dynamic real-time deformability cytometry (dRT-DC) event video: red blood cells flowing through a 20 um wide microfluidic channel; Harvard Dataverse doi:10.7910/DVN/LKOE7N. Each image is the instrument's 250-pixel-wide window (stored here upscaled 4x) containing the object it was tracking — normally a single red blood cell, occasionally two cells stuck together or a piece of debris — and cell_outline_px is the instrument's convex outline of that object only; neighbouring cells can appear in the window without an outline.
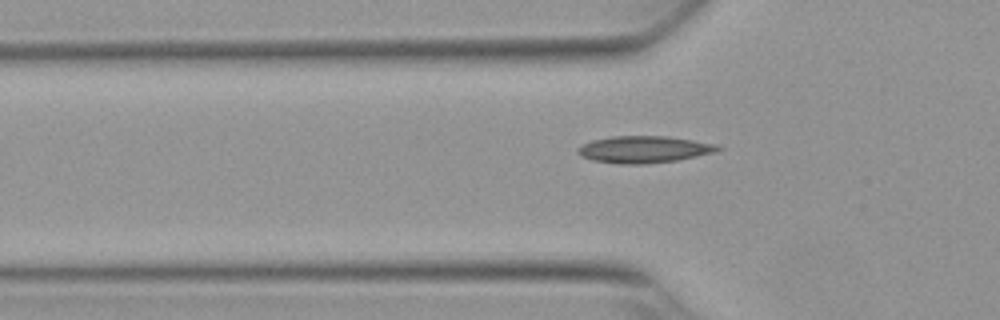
{"species": "Egyptian fruit bat (a non-hibernating species)", "species_latin": "Rousettus aegyptiacus", "temperature_condition": "warm", "stored_images_in_passage": 37, "camera_frame_rate_fps": 3000, "um_per_image_px": 0.085, "animal": {"sex": "female"}, "frame": {"image": 1, "passage_image": 10, "time_ms": 3.0, "image_size_px": [1000, 320], "cell_outline_px": [[724, 148], [716, 152], [676, 160], [648, 164], [620, 164], [592, 160], [580, 156], [576, 152], [576, 148], [580, 144], [592, 140], [612, 136], [668, 136], [716, 144]], "centroid_in_image_um": [54.7, 12.7], "position_along_channel_um": 71.1, "area_um2": 22.14}}
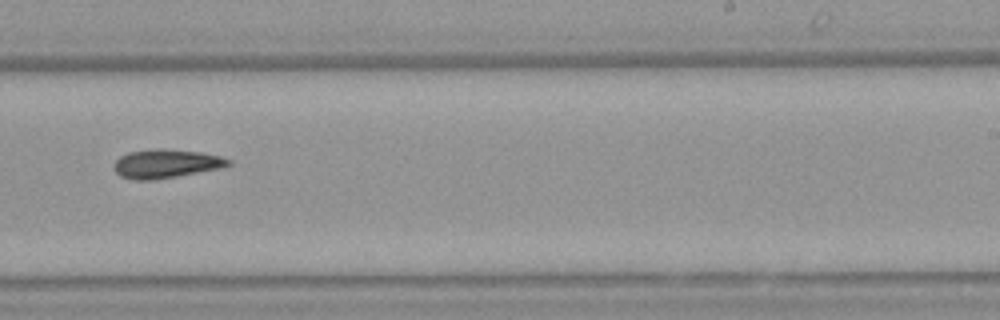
{"frame": {"image": 2, "passage_image": 26, "time_ms": 8.333, "image_size_px": [1000, 320], "cell_outline_px": [[232, 164], [224, 168], [152, 180], [132, 180], [120, 176], [112, 168], [112, 164], [120, 156], [128, 152], [156, 148], [164, 148], [200, 152], [220, 156], [232, 160]], "centroid_in_image_um": [14.11, 13.91], "position_along_channel_um": 274.9, "area_um2": 19.48}}
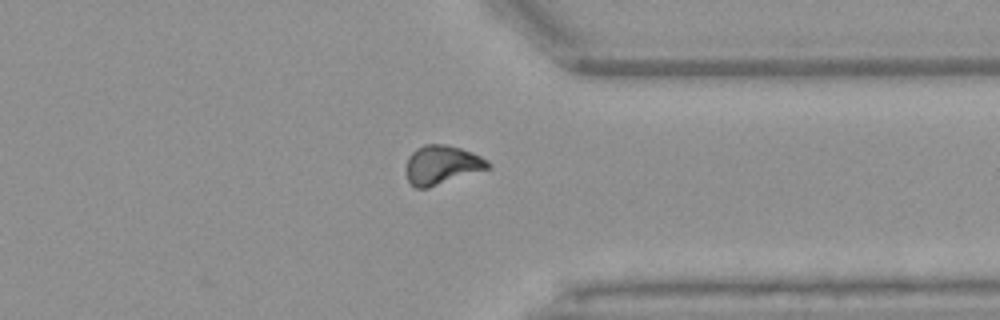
{"frame": {"image": 3, "passage_image": 34, "time_ms": 11.0, "image_size_px": [1000, 320], "cell_outline_px": [[492, 168], [428, 188], [416, 188], [408, 180], [404, 172], [404, 168], [408, 156], [416, 148], [424, 144], [448, 144], [472, 152], [488, 160], [492, 164]], "centroid_in_image_um": [37.55, 14.01], "position_along_channel_um": 373.8, "area_um2": 19.07}}